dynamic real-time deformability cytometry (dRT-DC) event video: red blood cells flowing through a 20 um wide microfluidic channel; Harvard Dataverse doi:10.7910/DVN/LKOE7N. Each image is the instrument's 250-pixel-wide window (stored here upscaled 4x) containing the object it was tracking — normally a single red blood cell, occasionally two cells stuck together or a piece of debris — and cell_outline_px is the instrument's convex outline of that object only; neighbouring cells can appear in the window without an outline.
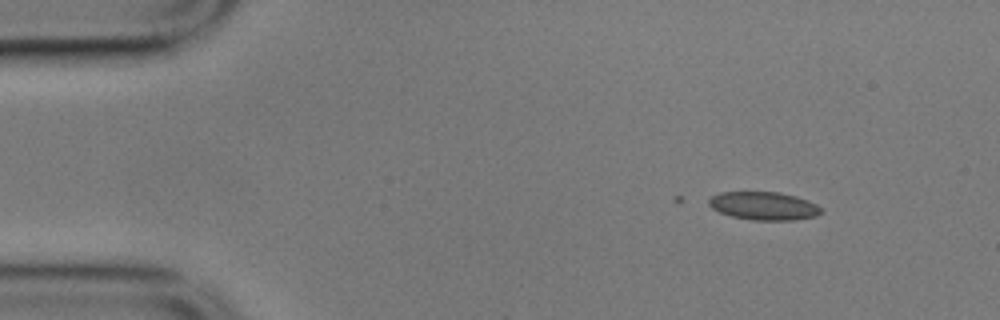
{"species": "common noctule bat (a hibernating species)", "species_latin": "Nyctalus noctula", "temperature_condition": "cold", "stored_images_in_passage": 3, "camera_frame_rate_fps": 3000, "um_per_image_px": 0.085, "animal": {"sex": "male", "body_mass_g": 17.9}, "frame": {"image": 1, "passage_image": 3, "time_ms": 0.667, "image_size_px": [1000, 320], "cell_outline_px": [[824, 212], [816, 216], [792, 220], [752, 220], [732, 216], [720, 212], [712, 208], [708, 204], [708, 200], [712, 196], [720, 192], [780, 192], [796, 196], [816, 204]], "centroid_in_image_um": [64.92, 17.5], "position_along_channel_um": 20.1, "area_um2": 18.38}}